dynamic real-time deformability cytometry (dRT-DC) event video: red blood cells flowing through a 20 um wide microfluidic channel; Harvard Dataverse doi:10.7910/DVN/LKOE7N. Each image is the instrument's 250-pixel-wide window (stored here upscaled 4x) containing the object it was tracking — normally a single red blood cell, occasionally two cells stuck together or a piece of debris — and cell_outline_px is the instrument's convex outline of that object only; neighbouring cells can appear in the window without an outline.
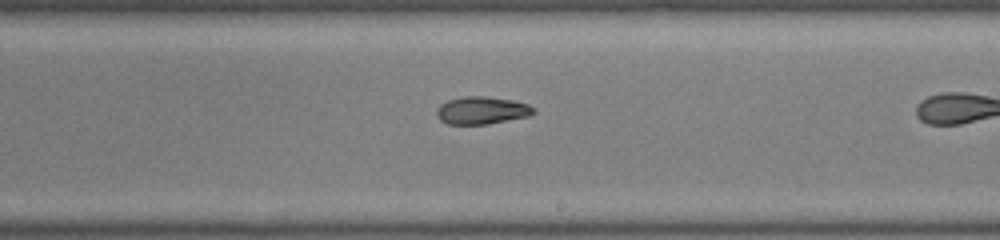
{"species": "common noctule bat (a hibernating species)", "species_latin": "Nyctalus noctula", "temperature_condition": "warm", "stored_images_in_passage": 24, "camera_frame_rate_fps": 3000, "um_per_image_px": 0.085, "animal": {"sex": "male", "body_mass_g": 19.0, "forearm_length_mm": 50.8}, "frame": {"image": 1, "passage_image": 17, "time_ms": 5.333, "image_size_px": [1000, 240], "cell_outline_px": [[536, 112], [528, 116], [484, 124], [448, 124], [440, 120], [436, 116], [436, 108], [440, 104], [448, 100], [464, 96], [484, 96], [512, 100], [528, 104]], "centroid_in_image_um": [40.9, 9.37], "position_along_channel_um": 248.1, "area_um2": 15.43}}